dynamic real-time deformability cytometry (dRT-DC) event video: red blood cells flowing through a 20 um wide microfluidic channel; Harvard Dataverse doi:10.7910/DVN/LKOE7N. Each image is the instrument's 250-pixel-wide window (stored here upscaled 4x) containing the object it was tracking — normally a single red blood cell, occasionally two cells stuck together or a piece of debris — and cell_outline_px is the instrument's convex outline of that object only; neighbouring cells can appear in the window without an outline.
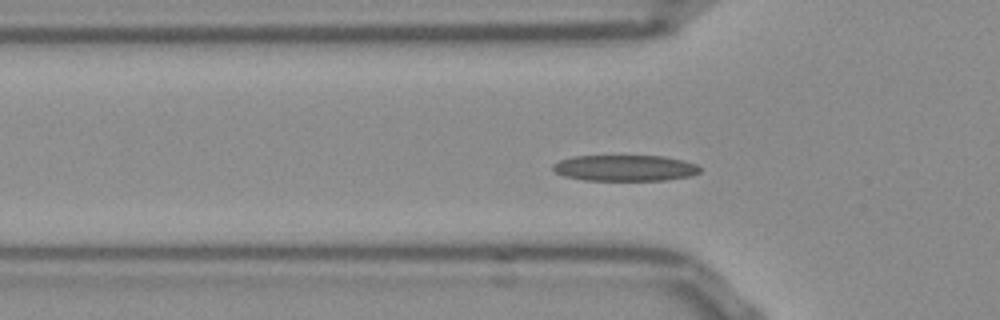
{"species": "Egyptian fruit bat (a non-hibernating species)", "species_latin": "Rousettus aegyptiacus", "temperature_condition": "room temperature", "stored_images_in_passage": 29, "camera_frame_rate_fps": 3000, "um_per_image_px": 0.085, "frame": {"image": 1, "passage_image": 14, "time_ms": 4.333, "image_size_px": [1000, 320], "cell_outline_px": [[700, 172], [692, 176], [664, 180], [584, 180], [564, 176], [556, 172], [552, 168], [552, 164], [560, 160], [572, 156], [664, 156], [696, 164], [700, 168]], "centroid_in_image_um": [53.1, 14.28], "position_along_channel_um": 72.7, "area_um2": 22.25}}
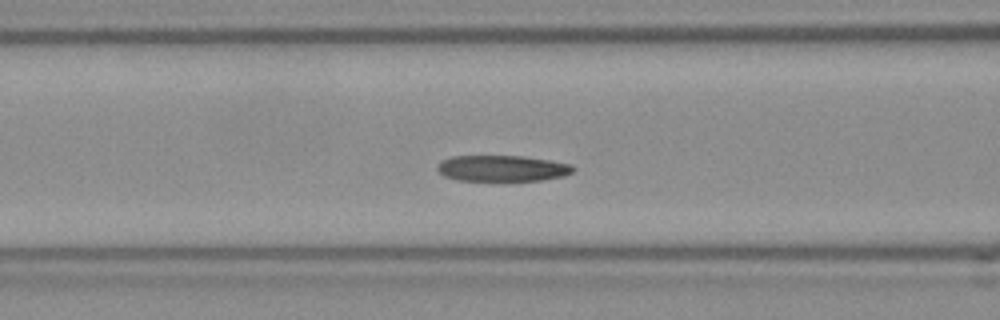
{"frame": {"image": 2, "passage_image": 18, "time_ms": 5.667, "image_size_px": [1000, 320], "cell_outline_px": [[576, 168], [572, 172], [564, 176], [540, 180], [456, 180], [444, 176], [436, 168], [436, 164], [440, 160], [452, 156], [524, 156], [572, 164]], "centroid_in_image_um": [42.66, 14.3], "position_along_channel_um": 123.9, "area_um2": 20.63}}
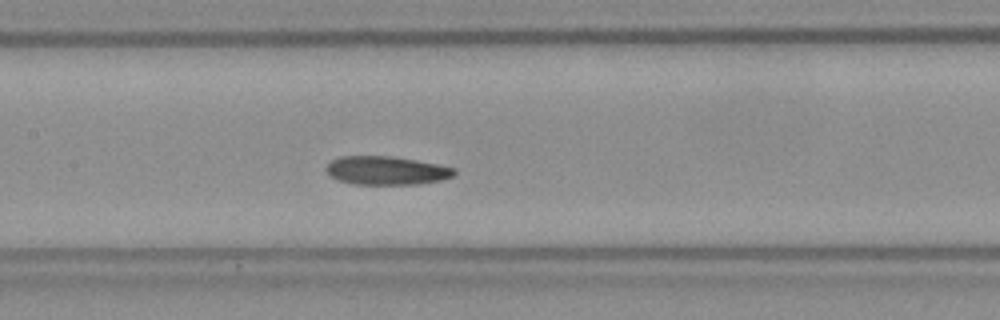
{"frame": {"image": 3, "passage_image": 22, "time_ms": 7.0, "image_size_px": [1000, 320], "cell_outline_px": [[456, 172], [452, 176], [440, 180], [416, 184], [352, 184], [336, 180], [324, 168], [332, 160], [340, 156], [392, 156], [416, 160], [456, 168]], "centroid_in_image_um": [32.82, 14.49], "position_along_channel_um": 174.6, "area_um2": 21.21}}